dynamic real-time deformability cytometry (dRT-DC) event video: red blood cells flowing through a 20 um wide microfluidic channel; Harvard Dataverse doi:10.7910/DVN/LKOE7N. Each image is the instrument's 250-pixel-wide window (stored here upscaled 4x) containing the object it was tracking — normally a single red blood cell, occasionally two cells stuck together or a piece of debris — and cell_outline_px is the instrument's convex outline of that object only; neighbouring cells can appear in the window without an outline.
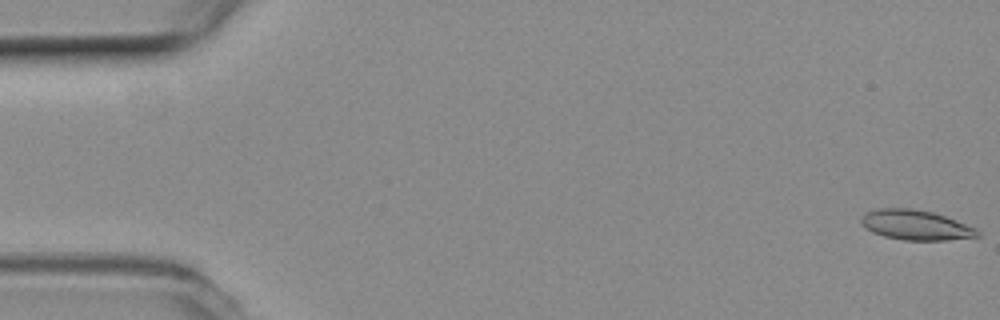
{"species": "common noctule bat (a hibernating species)", "species_latin": "Nyctalus noctula", "temperature_condition": "room temperature", "stored_images_in_passage": 56, "segment_of_instrument_passage": [1, 2], "camera_frame_rate_fps": 3000, "um_per_image_px": 0.085, "animal": {"sex": "female", "body_mass_g": 19.3, "forearm_length_mm": 54.1}, "frame": {"image": 1, "passage_image": 1, "time_ms": 0.0, "image_size_px": [1000, 320], "cell_outline_px": [[980, 236], [944, 240], [904, 240], [884, 236], [872, 232], [860, 224], [860, 220], [868, 212], [880, 208], [912, 208], [932, 212], [944, 216], [976, 228], [980, 232]], "centroid_in_image_um": [77.83, 19.13], "position_along_channel_um": 7.2, "area_um2": 20.06}}
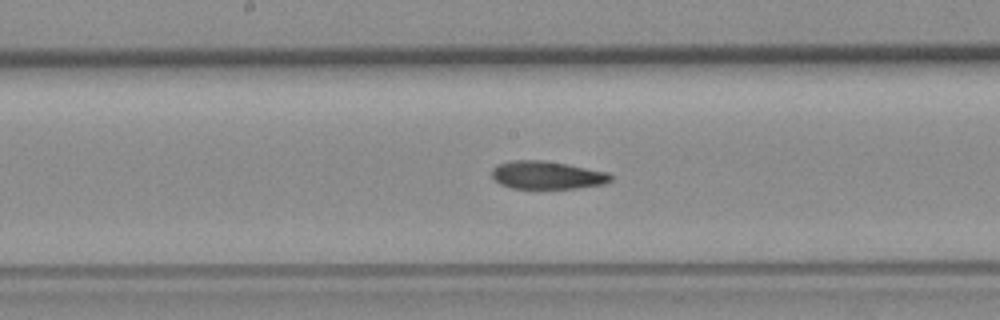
{"frame": {"image": 2, "passage_image": 28, "time_ms": 9.0, "image_size_px": [1000, 320], "cell_outline_px": [[612, 180], [604, 184], [576, 188], [512, 188], [500, 184], [492, 176], [492, 168], [496, 164], [512, 160], [540, 160], [568, 164], [608, 172], [612, 176]], "centroid_in_image_um": [46.49, 14.88], "position_along_channel_um": 201.7, "area_um2": 19.36}}
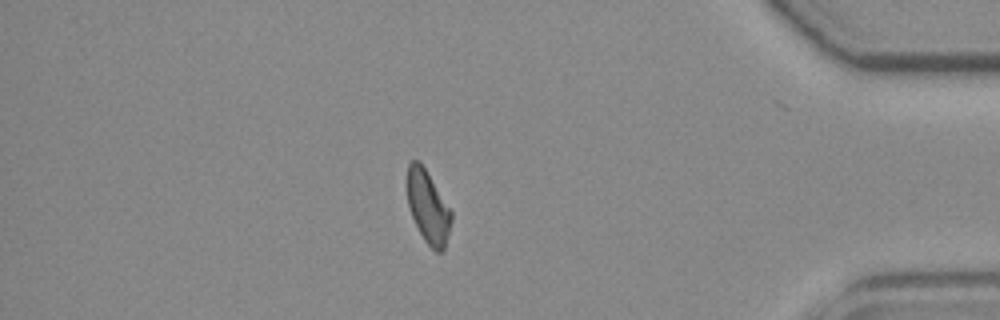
{"frame": {"image": 3, "passage_image": 47, "time_ms": 15.333, "image_size_px": [1000, 320], "cell_outline_px": [[452, 220], [444, 248], [440, 252], [436, 252], [424, 240], [408, 208], [408, 164], [412, 160], [416, 160], [424, 168], [452, 212]], "centroid_in_image_um": [36.38, 17.63], "position_along_channel_um": 398.8, "area_um2": 18.03}}